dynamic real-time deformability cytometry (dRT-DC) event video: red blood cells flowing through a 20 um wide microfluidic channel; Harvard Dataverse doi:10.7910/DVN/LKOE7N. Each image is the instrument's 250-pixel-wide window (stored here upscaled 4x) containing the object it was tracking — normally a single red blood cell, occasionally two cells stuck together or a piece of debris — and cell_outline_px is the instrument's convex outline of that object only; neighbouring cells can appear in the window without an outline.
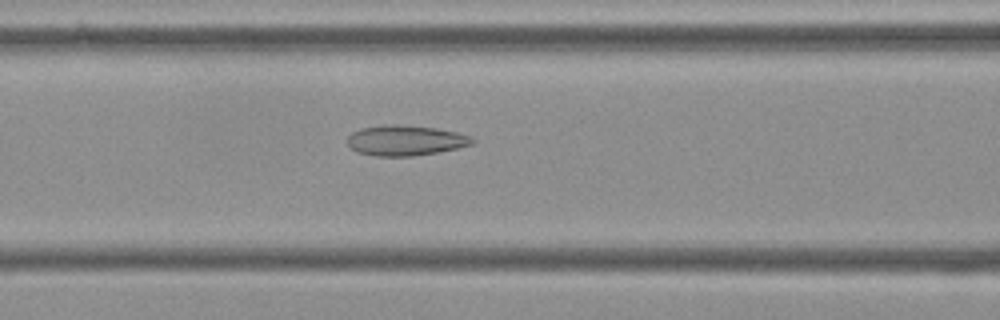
{"species": "Egyptian fruit bat (a non-hibernating species)", "species_latin": "Rousettus aegyptiacus", "temperature_condition": "cold", "stored_images_in_passage": 48, "camera_frame_rate_fps": 3000, "um_per_image_px": 0.085, "frame": {"image": 1, "passage_image": 17, "time_ms": 5.333, "image_size_px": [1000, 320], "cell_outline_px": [[476, 140], [472, 144], [456, 148], [436, 152], [412, 156], [376, 156], [356, 152], [348, 144], [348, 136], [352, 132], [360, 128], [388, 124], [396, 124], [436, 128], [456, 132], [472, 136]], "centroid_in_image_um": [34.45, 11.93], "position_along_channel_um": 132.1, "area_um2": 22.02}}
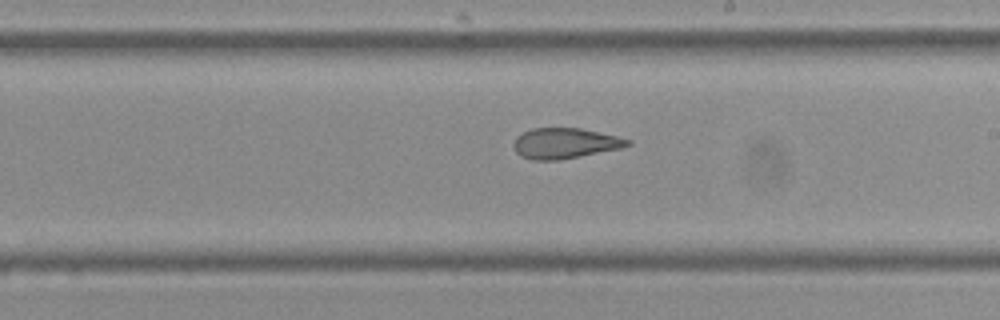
{"frame": {"image": 2, "passage_image": 26, "time_ms": 8.333, "image_size_px": [1000, 320], "cell_outline_px": [[632, 144], [624, 148], [560, 160], [532, 160], [520, 156], [516, 152], [512, 144], [516, 136], [532, 128], [580, 128], [616, 136], [632, 140]], "centroid_in_image_um": [48.03, 12.19], "position_along_channel_um": 241.0, "area_um2": 20.46}}
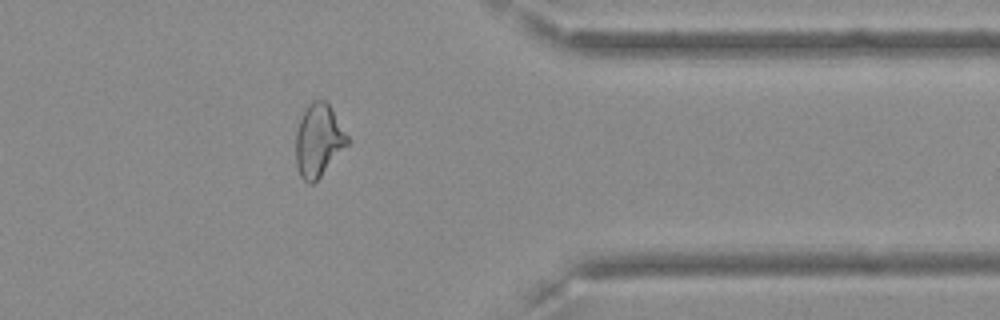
{"frame": {"image": 3, "passage_image": 39, "time_ms": 12.667, "image_size_px": [1000, 320], "cell_outline_px": [[352, 140], [320, 176], [312, 184], [308, 184], [300, 176], [296, 164], [296, 132], [304, 108], [312, 100], [328, 100]], "centroid_in_image_um": [27.1, 11.88], "position_along_channel_um": 384.3, "area_um2": 22.25}}